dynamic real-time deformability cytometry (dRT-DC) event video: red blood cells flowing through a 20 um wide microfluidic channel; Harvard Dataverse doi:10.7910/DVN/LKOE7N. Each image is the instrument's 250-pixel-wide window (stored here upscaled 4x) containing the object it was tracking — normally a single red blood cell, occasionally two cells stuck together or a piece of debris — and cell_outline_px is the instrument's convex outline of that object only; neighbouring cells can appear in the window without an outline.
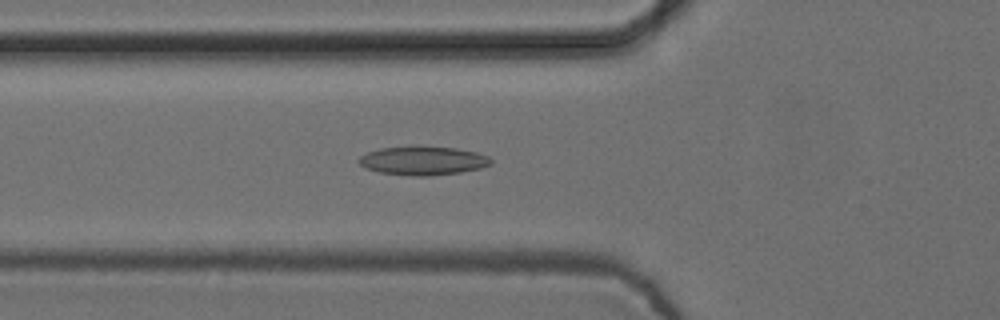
{"species": "common noctule bat (a hibernating species)", "species_latin": "Nyctalus noctula", "temperature_condition": "cold", "stored_images_in_passage": 55, "camera_frame_rate_fps": 3000, "um_per_image_px": 0.085, "animal": {"sex": "female", "body_mass_g": 24.6, "forearm_length_mm": 56.2}, "frame": {"image": 1, "passage_image": 20, "time_ms": 6.333, "image_size_px": [1000, 320], "cell_outline_px": [[492, 164], [480, 168], [460, 172], [428, 176], [412, 176], [380, 172], [364, 168], [356, 160], [360, 156], [368, 152], [380, 148], [412, 144], [456, 148], [476, 152], [488, 156], [492, 160]], "centroid_in_image_um": [35.92, 13.63], "position_along_channel_um": 89.9, "area_um2": 22.66}}
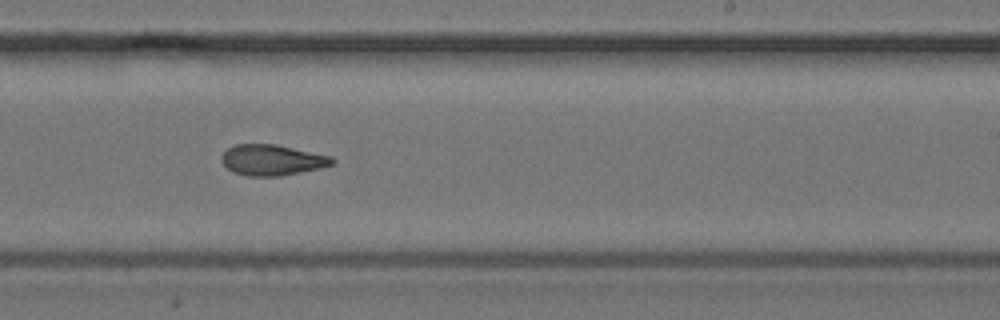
{"frame": {"image": 2, "passage_image": 34, "time_ms": 11.0, "image_size_px": [1000, 320], "cell_outline_px": [[336, 160], [332, 164], [320, 168], [280, 176], [248, 176], [232, 172], [220, 160], [220, 156], [228, 148], [236, 144], [276, 144], [332, 156]], "centroid_in_image_um": [23.12, 13.6], "position_along_channel_um": 265.9, "area_um2": 19.88}}
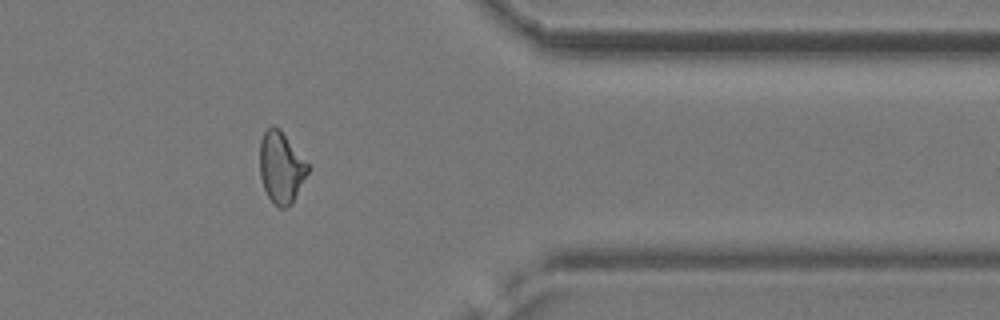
{"frame": {"image": 3, "passage_image": 45, "time_ms": 14.667, "image_size_px": [1000, 320], "cell_outline_px": [[308, 172], [292, 204], [284, 208], [280, 208], [268, 196], [264, 188], [260, 176], [260, 140], [264, 132], [272, 124], [280, 128], [308, 164]], "centroid_in_image_um": [23.88, 14.21], "position_along_channel_um": 387.5, "area_um2": 19.83}, "authors_computed_cell_mechanics": {"area_um2": 20.7502, "velocity_mm_per_s": 3.7538, "shape_relaxation_time_tau1_ms": 9.2166, "shape_relaxation_time_tau2_ms": 3.8849, "deformation_change_tau1": 0.1866, "deformation_change_tau2": 0.1138}}